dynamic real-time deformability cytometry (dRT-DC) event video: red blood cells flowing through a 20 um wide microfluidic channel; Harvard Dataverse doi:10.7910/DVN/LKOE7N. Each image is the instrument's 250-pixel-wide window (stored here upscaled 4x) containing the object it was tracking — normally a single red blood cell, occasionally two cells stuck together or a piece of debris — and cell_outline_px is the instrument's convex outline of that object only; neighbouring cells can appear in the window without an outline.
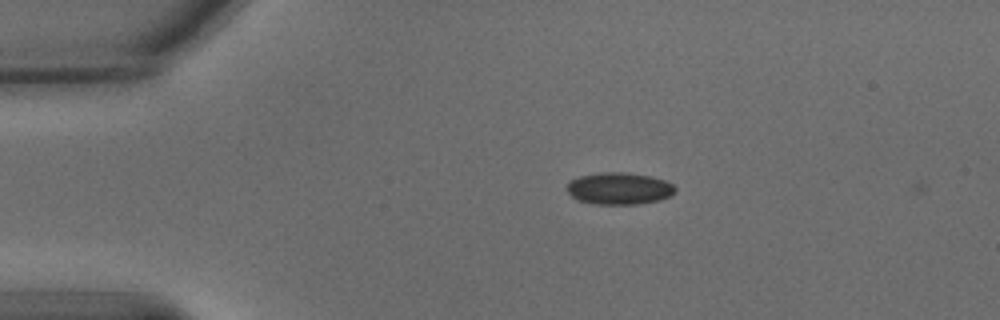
{"species": "common noctule bat (a hibernating species)", "species_latin": "Nyctalus noctula", "temperature_condition": "warm", "stored_images_in_passage": 3, "camera_frame_rate_fps": 3000, "um_per_image_px": 0.085, "animal": {"sex": "male", "body_mass_g": 15.6}, "frame": {"image": 1, "passage_image": 2, "time_ms": 0.333, "image_size_px": [1000, 320], "cell_outline_px": [[676, 192], [668, 196], [656, 200], [636, 204], [596, 204], [576, 200], [564, 188], [572, 180], [580, 176], [600, 172], [628, 172], [652, 176], [664, 180], [672, 184], [676, 188]], "centroid_in_image_um": [52.61, 16.01], "position_along_channel_um": 32.4, "area_um2": 20.17}}